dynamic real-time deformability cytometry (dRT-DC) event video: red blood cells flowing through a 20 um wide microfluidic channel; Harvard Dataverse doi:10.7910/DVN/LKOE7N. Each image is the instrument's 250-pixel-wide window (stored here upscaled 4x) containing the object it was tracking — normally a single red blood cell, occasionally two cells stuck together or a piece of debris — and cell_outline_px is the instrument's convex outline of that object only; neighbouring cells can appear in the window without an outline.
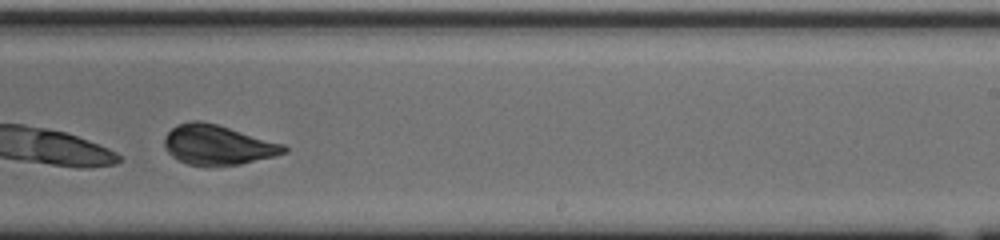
{"species": "common noctule bat (a hibernating species)", "species_latin": "Nyctalus noctula", "temperature_condition": "cold", "stored_images_in_passage": 31, "camera_frame_rate_fps": 3000, "um_per_image_px": 0.085, "animal": {"sex": "male", "body_mass_g": 20.0, "forearm_length_mm": 53.3}, "frame": {"image": 1, "passage_image": 22, "time_ms": 7.0, "image_size_px": [1000, 240], "cell_outline_px": [[288, 152], [276, 156], [240, 164], [208, 168], [188, 164], [172, 156], [164, 148], [164, 136], [176, 124], [192, 120], [200, 120], [216, 124], [284, 144], [288, 148]], "centroid_in_image_um": [18.49, 12.34], "position_along_channel_um": 270.5, "area_um2": 28.15}, "authors_computed_cell_mechanics": {"area_um2": 29.7092, "velocity_mm_per_s": 3.7085, "shape_relaxation_time_tau1_ms": 6.3679, "shape_relaxation_time_tau2_ms": null, "deformation_change_tau1": 0.2808, "deformation_change_tau2": null}}